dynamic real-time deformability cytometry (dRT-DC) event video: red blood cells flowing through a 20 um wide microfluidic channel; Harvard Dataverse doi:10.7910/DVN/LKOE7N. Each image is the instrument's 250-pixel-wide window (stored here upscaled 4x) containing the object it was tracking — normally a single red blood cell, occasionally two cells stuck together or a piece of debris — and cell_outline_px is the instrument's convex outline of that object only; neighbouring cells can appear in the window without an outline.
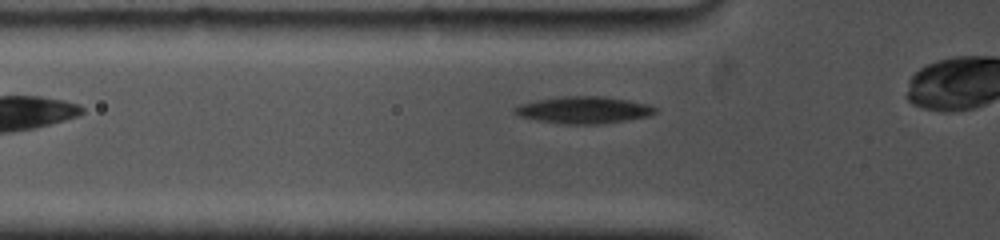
{"species": "common noctule bat (a hibernating species)", "species_latin": "Nyctalus noctula", "temperature_condition": "cold", "stored_images_in_passage": 33, "camera_frame_rate_fps": 5000, "um_per_image_px": 0.085, "animal": {"sex": "female", "body_mass_g": 19.0, "forearm_length_mm": 53.3}, "frame": {"image": 1, "passage_image": 7, "time_ms": 2.0, "image_size_px": [1000, 240], "cell_outline_px": [[656, 112], [648, 116], [604, 124], [564, 124], [536, 120], [516, 116], [512, 112], [512, 108], [520, 104], [536, 100], [564, 96], [604, 96], [628, 100], [648, 104], [656, 108]], "centroid_in_image_um": [49.56, 9.35], "position_along_channel_um": 76.2, "area_um2": 22.25}}
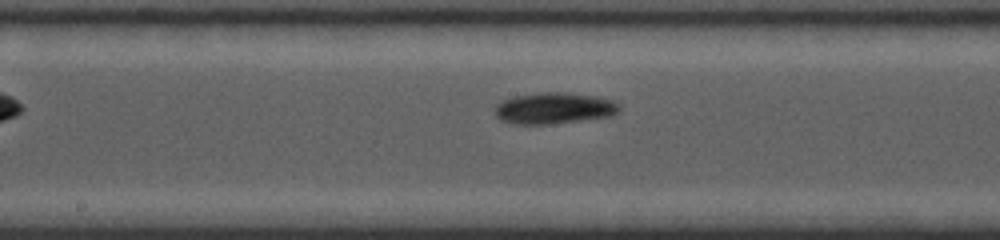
{"frame": {"image": 2, "passage_image": 17, "time_ms": 5.4, "image_size_px": [1000, 240], "cell_outline_px": [[620, 112], [612, 116], [548, 124], [512, 124], [500, 120], [496, 116], [496, 104], [504, 100], [516, 96], [540, 92], [560, 92], [596, 96], [612, 100], [620, 104]], "centroid_in_image_um": [47.12, 9.2], "position_along_channel_um": 201.1, "area_um2": 22.66}}
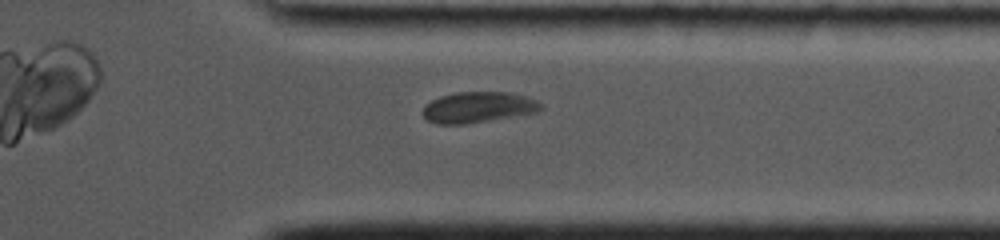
{"frame": {"image": 3, "passage_image": 31, "time_ms": 10.0, "image_size_px": [1000, 240], "cell_outline_px": [[544, 108], [540, 112], [468, 124], [436, 124], [428, 120], [424, 116], [424, 108], [432, 100], [440, 96], [456, 92], [508, 92], [524, 96], [536, 100], [544, 104]], "centroid_in_image_um": [40.71, 9.12], "position_along_channel_um": 370.7, "area_um2": 21.33}}